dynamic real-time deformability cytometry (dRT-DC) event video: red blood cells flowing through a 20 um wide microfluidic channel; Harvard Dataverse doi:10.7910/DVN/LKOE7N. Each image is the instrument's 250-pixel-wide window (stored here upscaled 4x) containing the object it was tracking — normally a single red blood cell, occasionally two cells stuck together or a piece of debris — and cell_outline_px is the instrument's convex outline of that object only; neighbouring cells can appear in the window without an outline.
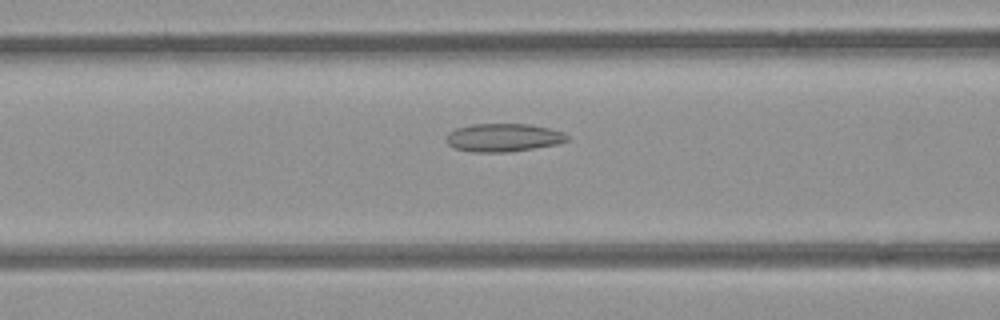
{"species": "common noctule bat (a hibernating species)", "species_latin": "Nyctalus noctula", "temperature_condition": "room temperature", "stored_images_in_passage": 53, "camera_frame_rate_fps": 3000, "um_per_image_px": 0.085, "animal": {"sex": "female", "body_mass_g": 21.9}, "frame": {"image": 1, "passage_image": 22, "time_ms": 7.0, "image_size_px": [1000, 320], "cell_outline_px": [[568, 140], [556, 144], [508, 152], [472, 152], [452, 148], [444, 140], [444, 136], [448, 132], [456, 128], [472, 124], [528, 124], [548, 128], [564, 132], [568, 136]], "centroid_in_image_um": [42.7, 11.69], "position_along_channel_um": 123.9, "area_um2": 19.94}}
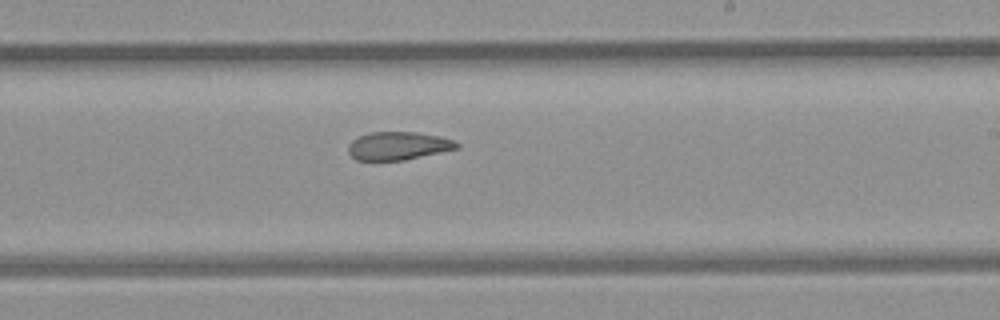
{"frame": {"image": 2, "passage_image": 32, "time_ms": 10.333, "image_size_px": [1000, 320], "cell_outline_px": [[460, 148], [404, 160], [356, 160], [348, 152], [348, 144], [352, 140], [360, 136], [372, 132], [416, 132], [440, 136], [456, 140], [460, 144]], "centroid_in_image_um": [33.89, 12.39], "position_along_channel_um": 255.1, "area_um2": 17.86}}
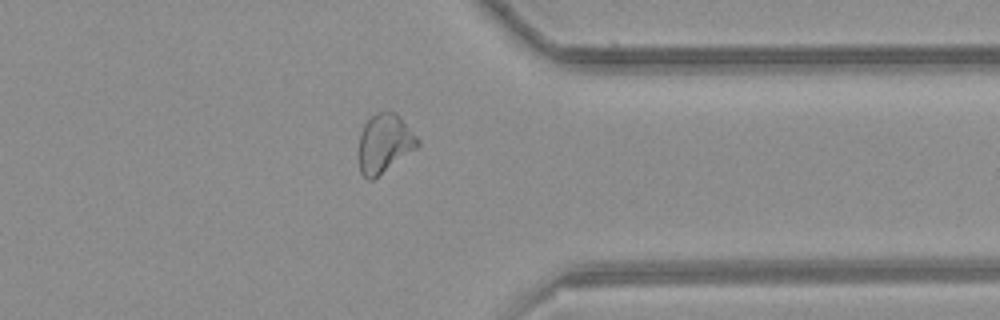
{"frame": {"image": 3, "passage_image": 42, "time_ms": 13.667, "image_size_px": [1000, 320], "cell_outline_px": [[420, 144], [416, 148], [372, 180], [368, 180], [360, 172], [360, 132], [364, 124], [376, 112], [396, 112], [420, 140]], "centroid_in_image_um": [32.69, 12.17], "position_along_channel_um": 378.7, "area_um2": 19.77}, "authors_computed_cell_mechanics": {"area_um2": 21.5594, "velocity_mm_per_s": 3.9367, "shape_relaxation_time_tau1_ms": null, "shape_relaxation_time_tau2_ms": 2.1912, "deformation_change_tau1": null, "deformation_change_tau2": 0.082}}